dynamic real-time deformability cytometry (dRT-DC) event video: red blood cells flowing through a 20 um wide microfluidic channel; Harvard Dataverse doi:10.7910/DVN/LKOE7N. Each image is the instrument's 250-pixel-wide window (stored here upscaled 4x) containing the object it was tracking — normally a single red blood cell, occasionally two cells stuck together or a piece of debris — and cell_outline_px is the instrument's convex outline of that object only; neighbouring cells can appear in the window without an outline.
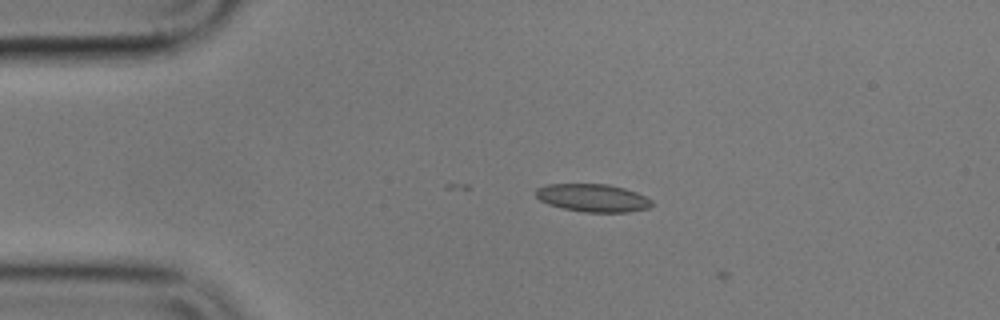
{"species": "common noctule bat (a hibernating species)", "species_latin": "Nyctalus noctula", "temperature_condition": "cold", "stored_images_in_passage": 5, "camera_frame_rate_fps": 3000, "um_per_image_px": 0.085, "animal": {"sex": "male", "body_mass_g": 17.9}, "frame": {"image": 1, "passage_image": 4, "time_ms": 1.0, "image_size_px": [1000, 320], "cell_outline_px": [[652, 204], [648, 208], [628, 212], [584, 212], [564, 208], [548, 204], [540, 200], [536, 196], [536, 188], [548, 184], [608, 184], [624, 188], [636, 192], [652, 200]], "centroid_in_image_um": [50.38, 16.82], "position_along_channel_um": 34.6, "area_um2": 18.73}}